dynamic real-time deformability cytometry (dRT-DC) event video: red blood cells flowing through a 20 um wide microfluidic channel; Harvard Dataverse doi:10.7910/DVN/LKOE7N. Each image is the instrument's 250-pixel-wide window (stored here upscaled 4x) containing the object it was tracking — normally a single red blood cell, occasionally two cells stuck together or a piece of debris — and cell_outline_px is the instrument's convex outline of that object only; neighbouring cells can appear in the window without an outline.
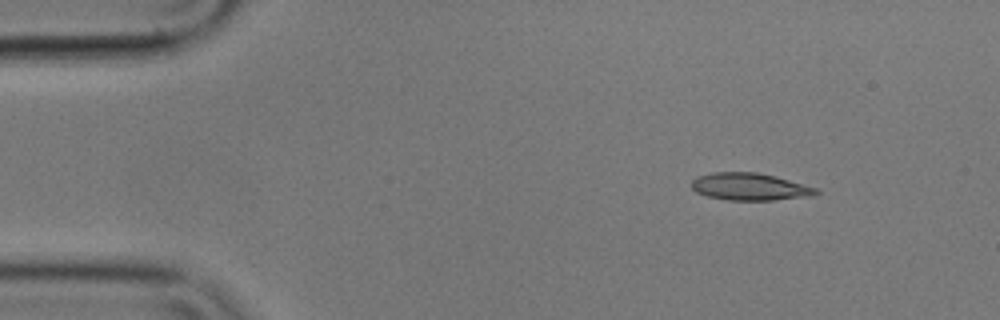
{"species": "common noctule bat (a hibernating species)", "species_latin": "Nyctalus noctula", "temperature_condition": "cold", "stored_images_in_passage": 50, "camera_frame_rate_fps": 3000, "um_per_image_px": 0.085, "animal": {"sex": "male", "body_mass_g": 17.9}, "frame": {"image": 1, "passage_image": 1, "time_ms": 0.0, "image_size_px": [1000, 320], "cell_outline_px": [[820, 192], [816, 196], [772, 200], [728, 200], [708, 196], [696, 192], [692, 188], [692, 180], [696, 176], [712, 172], [756, 172], [776, 176], [816, 188]], "centroid_in_image_um": [63.74, 15.87], "position_along_channel_um": 21.3, "area_um2": 19.88}}
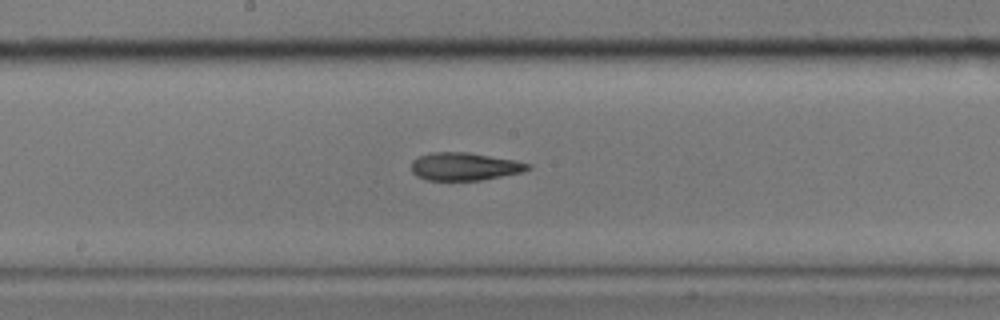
{"frame": {"image": 2, "passage_image": 23, "time_ms": 7.333, "image_size_px": [1000, 320], "cell_outline_px": [[532, 168], [524, 172], [480, 180], [428, 180], [416, 176], [412, 172], [412, 160], [420, 156], [432, 152], [468, 152], [516, 160], [532, 164]], "centroid_in_image_um": [39.53, 14.15], "position_along_channel_um": 208.7, "area_um2": 19.02}}
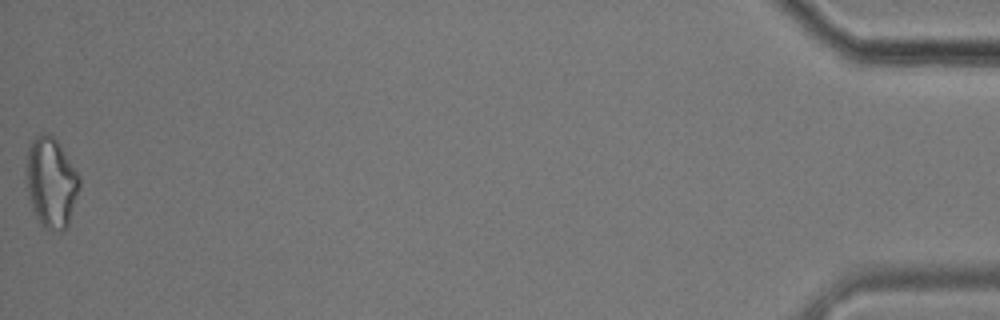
{"frame": {"image": 3, "passage_image": 50, "time_ms": 16.333, "image_size_px": [1000, 320], "cell_outline_px": [[80, 184], [68, 228], [60, 232], [44, 228], [40, 224], [32, 208], [28, 196], [28, 144], [40, 132], [48, 132], [56, 140], [80, 176]], "centroid_in_image_um": [4.37, 15.54], "position_along_channel_um": 430.8, "area_um2": 27.74}, "authors_computed_cell_mechanics": {"area_um2": 19.7098, "velocity_mm_per_s": 3.5516, "shape_relaxation_time_tau1_ms": 4.413, "shape_relaxation_time_tau2_ms": 5.9202, "deformation_change_tau1": 0.1458, "deformation_change_tau2": 0.1646}}